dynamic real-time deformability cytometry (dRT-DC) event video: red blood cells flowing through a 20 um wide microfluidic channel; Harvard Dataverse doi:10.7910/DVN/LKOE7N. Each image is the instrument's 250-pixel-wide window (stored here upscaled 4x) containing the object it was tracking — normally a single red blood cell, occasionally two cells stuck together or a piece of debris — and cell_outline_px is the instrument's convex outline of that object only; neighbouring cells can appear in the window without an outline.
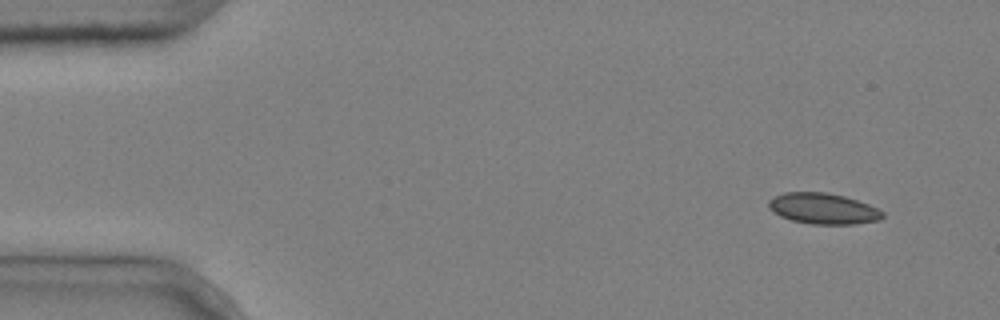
{"species": "common noctule bat (a hibernating species)", "species_latin": "Nyctalus noctula", "temperature_condition": "cold", "stored_images_in_passage": 4, "camera_frame_rate_fps": 3000, "um_per_image_px": 0.085, "animal": {"sex": "male", "body_mass_g": 20.4}, "frame": {"image": 1, "passage_image": 1, "time_ms": 0.0, "image_size_px": [1000, 320], "cell_outline_px": [[884, 216], [880, 220], [856, 224], [812, 224], [792, 220], [780, 216], [772, 212], [768, 208], [768, 200], [772, 196], [784, 192], [828, 192], [844, 196], [868, 204], [884, 212]], "centroid_in_image_um": [69.93, 17.72], "position_along_channel_um": 15.1, "area_um2": 20.69}}
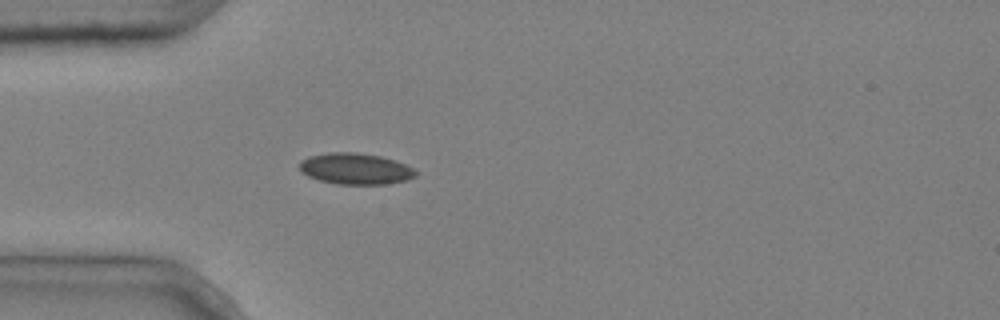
{"frame": {"image": 2, "passage_image": 4, "time_ms": 1.0, "image_size_px": [1000, 320], "cell_outline_px": [[416, 176], [408, 180], [388, 184], [336, 184], [320, 180], [308, 176], [300, 172], [300, 160], [308, 156], [328, 152], [356, 152], [380, 156], [404, 164], [412, 168], [416, 172]], "centroid_in_image_um": [30.18, 14.34], "position_along_channel_um": 54.8, "area_um2": 21.15}}